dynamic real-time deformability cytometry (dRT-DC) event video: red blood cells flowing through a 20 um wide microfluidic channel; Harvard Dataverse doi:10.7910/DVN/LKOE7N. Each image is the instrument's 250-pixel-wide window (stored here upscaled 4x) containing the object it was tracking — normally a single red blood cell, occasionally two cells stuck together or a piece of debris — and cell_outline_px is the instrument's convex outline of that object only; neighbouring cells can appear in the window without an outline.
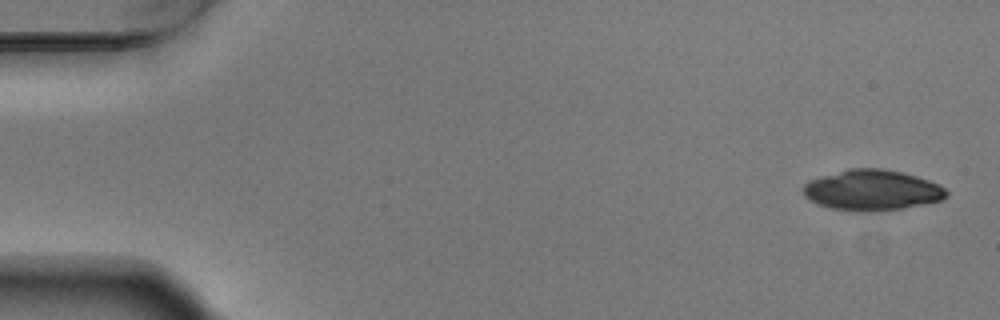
{"species": "Egyptian fruit bat (a non-hibernating species)", "species_latin": "Rousettus aegyptiacus", "temperature_condition": "warm", "stored_images_in_passage": 5, "camera_frame_rate_fps": 3000, "um_per_image_px": 0.085, "animal": {"sex": "male"}, "frame": {"image": 1, "passage_image": 1, "time_ms": 0.0, "image_size_px": [1000, 320], "cell_outline_px": [[948, 196], [944, 200], [904, 208], [832, 208], [816, 204], [804, 196], [804, 184], [812, 180], [848, 168], [880, 168], [900, 172], [916, 176], [928, 180], [944, 188], [948, 192]], "centroid_in_image_um": [74.17, 16.12], "position_along_channel_um": 10.8, "area_um2": 32.54}}